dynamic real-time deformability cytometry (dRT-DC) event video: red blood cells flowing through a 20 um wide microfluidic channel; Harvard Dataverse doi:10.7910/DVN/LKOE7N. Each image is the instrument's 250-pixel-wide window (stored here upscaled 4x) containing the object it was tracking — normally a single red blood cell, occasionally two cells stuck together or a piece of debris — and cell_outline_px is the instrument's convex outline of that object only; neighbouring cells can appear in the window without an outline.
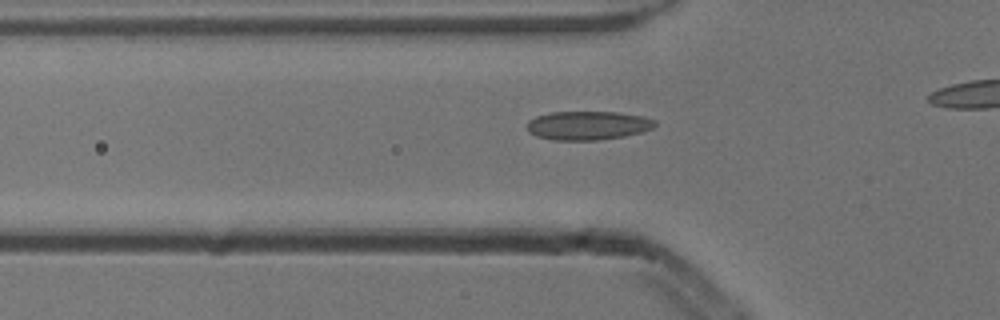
{"species": "common noctule bat (a hibernating species)", "species_latin": "Nyctalus noctula", "temperature_condition": "cold", "stored_images_in_passage": 43, "camera_frame_rate_fps": 3000, "um_per_image_px": 0.085, "animal": {"sex": "male", "body_mass_g": 13.3}, "frame": {"image": 1, "passage_image": 18, "time_ms": 5.667, "image_size_px": [1000, 320], "cell_outline_px": [[656, 124], [652, 128], [640, 132], [624, 136], [600, 140], [552, 140], [536, 136], [528, 132], [528, 120], [536, 116], [552, 112], [620, 112], [644, 116], [656, 120]], "centroid_in_image_um": [49.97, 10.66], "position_along_channel_um": 75.8, "area_um2": 21.56}}
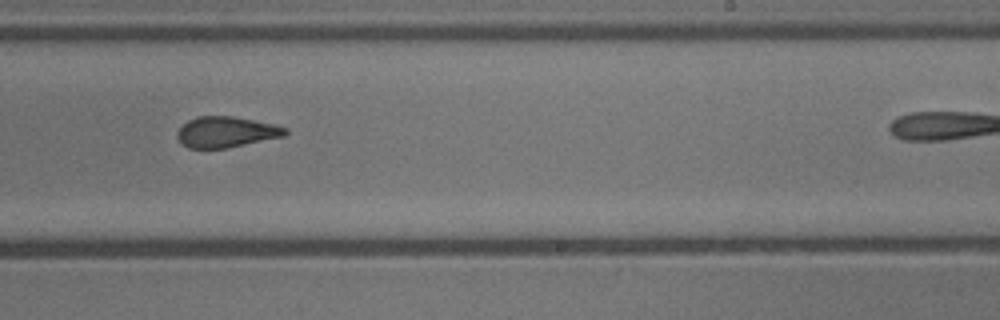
{"frame": {"image": 2, "passage_image": 33, "time_ms": 10.667, "image_size_px": [1000, 320], "cell_outline_px": [[288, 132], [284, 136], [228, 148], [188, 148], [176, 136], [176, 132], [188, 120], [196, 116], [232, 116], [272, 124], [288, 128]], "centroid_in_image_um": [19.22, 11.22], "position_along_channel_um": 269.8, "area_um2": 19.25}}
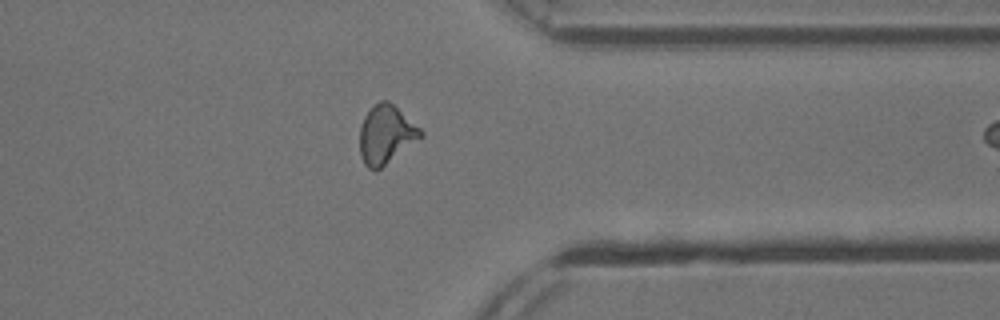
{"frame": {"image": 3, "passage_image": 42, "time_ms": 13.667, "image_size_px": [1000, 320], "cell_outline_px": [[424, 136], [380, 168], [368, 168], [364, 164], [360, 156], [360, 128], [364, 116], [380, 100], [388, 100], [420, 128], [424, 132]], "centroid_in_image_um": [32.81, 11.43], "position_along_channel_um": 378.6, "area_um2": 20.4}}